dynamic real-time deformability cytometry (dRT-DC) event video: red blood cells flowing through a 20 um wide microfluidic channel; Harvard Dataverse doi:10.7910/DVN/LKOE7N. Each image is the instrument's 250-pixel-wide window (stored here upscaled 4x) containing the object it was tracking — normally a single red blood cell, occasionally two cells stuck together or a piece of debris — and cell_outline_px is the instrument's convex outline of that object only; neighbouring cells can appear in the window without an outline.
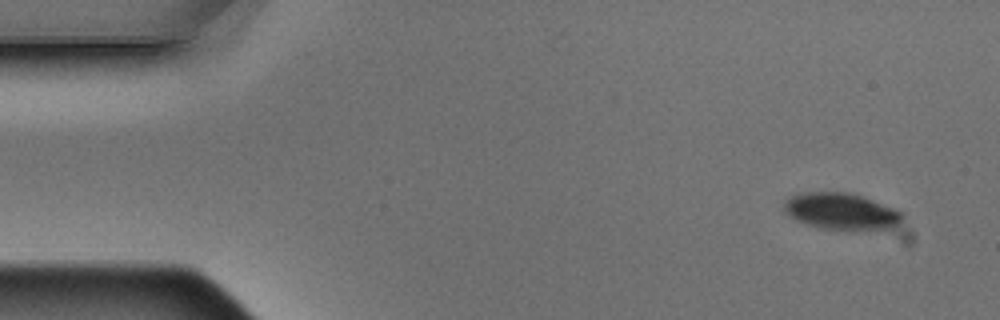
{"species": "Egyptian fruit bat (a non-hibernating species)", "species_latin": "Rousettus aegyptiacus", "temperature_condition": "warm", "stored_images_in_passage": 4, "camera_frame_rate_fps": 3000, "um_per_image_px": 0.085, "animal": {"sex": "male"}, "frame": {"image": 1, "passage_image": 1, "time_ms": 0.0, "image_size_px": [1000, 320], "cell_outline_px": [[904, 216], [900, 224], [892, 228], [848, 232], [820, 228], [796, 220], [784, 212], [784, 200], [788, 196], [800, 192], [848, 192], [872, 200], [904, 212]], "centroid_in_image_um": [71.51, 17.99], "position_along_channel_um": 13.5, "area_um2": 25.89}}
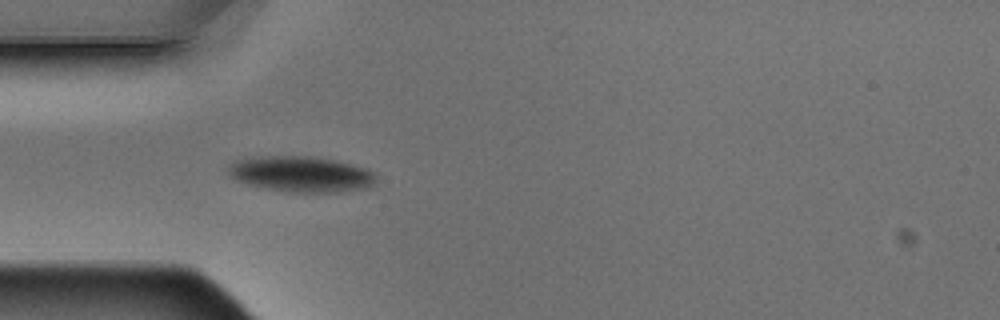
{"frame": {"image": 2, "passage_image": 4, "time_ms": 1.0, "image_size_px": [1000, 320], "cell_outline_px": [[376, 176], [372, 184], [368, 188], [340, 192], [288, 192], [264, 188], [248, 184], [236, 180], [228, 172], [228, 164], [236, 160], [268, 156], [308, 156], [336, 160], [352, 164], [364, 168], [372, 172]], "centroid_in_image_um": [25.59, 14.8], "position_along_channel_um": 59.4, "area_um2": 30.63}}